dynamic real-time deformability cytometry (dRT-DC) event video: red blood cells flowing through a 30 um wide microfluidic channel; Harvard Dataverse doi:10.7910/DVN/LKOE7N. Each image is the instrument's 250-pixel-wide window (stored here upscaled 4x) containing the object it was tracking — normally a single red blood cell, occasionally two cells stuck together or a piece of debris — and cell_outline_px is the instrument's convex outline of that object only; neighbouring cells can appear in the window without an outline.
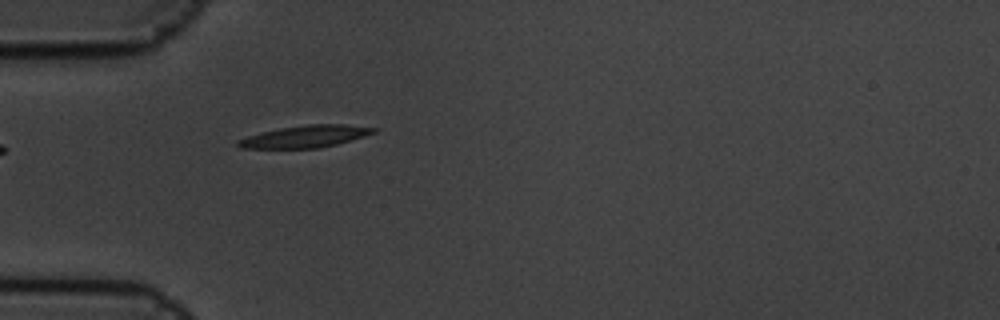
{"species": "common noctule bat (a hibernating species)", "species_latin": "Nyctalus noctula", "temperature_condition": "cold", "stored_images_in_passage": 1, "camera_frame_rate_fps": 3000, "um_per_image_px": 0.085, "animal": {"sex": "male", "body_mass_g": 19.5, "forearm_length_mm": 54.6}, "frame": {"image": 1, "passage_image": 1, "time_ms": 0.0, "image_size_px": [1000, 320], "cell_outline_px": [[380, 128], [376, 132], [364, 136], [336, 144], [320, 148], [240, 148], [236, 144], [236, 140], [248, 136], [280, 128], [308, 124], [344, 124]], "centroid_in_image_um": [25.97, 11.59], "position_along_channel_um": 59.0, "area_um2": 17.34}}